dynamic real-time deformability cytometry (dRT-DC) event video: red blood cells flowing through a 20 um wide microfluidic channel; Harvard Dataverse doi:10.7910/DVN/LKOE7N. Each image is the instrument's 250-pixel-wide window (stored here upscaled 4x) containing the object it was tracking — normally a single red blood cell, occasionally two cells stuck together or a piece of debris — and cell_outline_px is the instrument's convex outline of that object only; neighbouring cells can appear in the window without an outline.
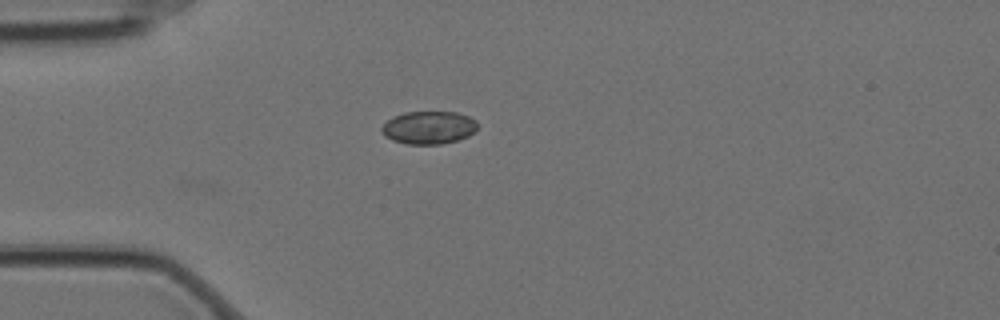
{"species": "Egyptian fruit bat (a non-hibernating species)", "species_latin": "Rousettus aegyptiacus", "temperature_condition": "cold", "stored_images_in_passage": 5, "camera_frame_rate_fps": 3000, "um_per_image_px": 0.085, "animal": {"sex": "female"}, "frame": {"image": 1, "passage_image": 5, "time_ms": 1.333, "image_size_px": [1000, 320], "cell_outline_px": [[476, 132], [468, 136], [456, 140], [440, 144], [408, 144], [392, 140], [384, 136], [380, 132], [380, 128], [392, 116], [404, 112], [456, 112], [468, 116], [476, 120]], "centroid_in_image_um": [36.41, 10.84], "position_along_channel_um": 48.6, "area_um2": 18.44}}